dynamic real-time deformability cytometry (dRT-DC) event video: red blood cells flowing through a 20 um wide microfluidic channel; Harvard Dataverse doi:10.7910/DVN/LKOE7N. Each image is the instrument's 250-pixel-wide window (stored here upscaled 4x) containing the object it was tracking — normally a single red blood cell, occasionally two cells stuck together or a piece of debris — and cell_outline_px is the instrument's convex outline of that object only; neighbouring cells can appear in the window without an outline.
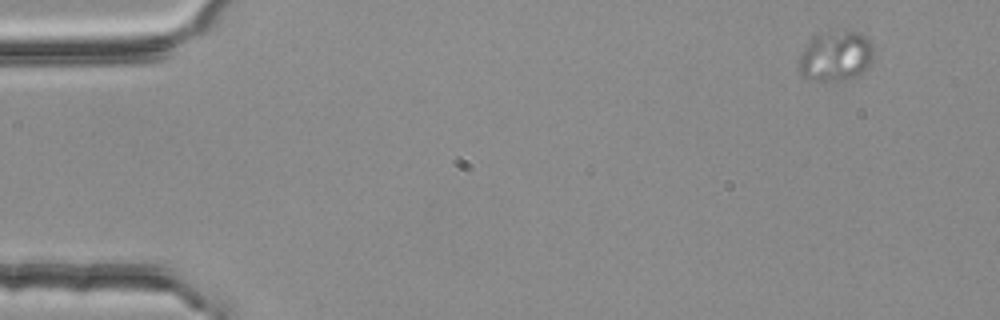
{"species": "common noctule bat (a hibernating species)", "species_latin": "Nyctalus noctula", "temperature_condition": "room temperature", "stored_images_in_passage": 4, "camera_frame_rate_fps": 3000, "um_per_image_px": 0.085, "animal": {"sex": "female", "body_mass_g": 25.1}, "frame": {"image": 1, "passage_image": 1, "time_ms": 0.0, "image_size_px": [1000, 320], "cell_outline_px": [[872, 60], [860, 72], [844, 80], [812, 80], [800, 76], [800, 56], [804, 48], [816, 36], [824, 32], [860, 32], [872, 44]], "centroid_in_image_um": [71.01, 4.77], "position_along_channel_um": 14.0, "area_um2": 21.04}}
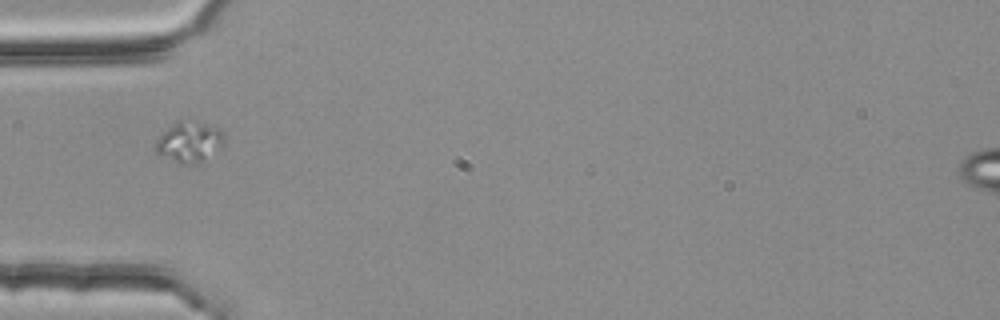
{"frame": {"image": 2, "passage_image": 4, "time_ms": 1.0, "image_size_px": [1000, 320], "cell_outline_px": [[224, 144], [220, 148], [196, 164], [180, 164], [156, 152], [156, 140], [172, 124], [180, 120], [196, 120], [220, 128], [224, 132]], "centroid_in_image_um": [16.13, 12.03], "position_along_channel_um": 68.9, "area_um2": 16.18}}